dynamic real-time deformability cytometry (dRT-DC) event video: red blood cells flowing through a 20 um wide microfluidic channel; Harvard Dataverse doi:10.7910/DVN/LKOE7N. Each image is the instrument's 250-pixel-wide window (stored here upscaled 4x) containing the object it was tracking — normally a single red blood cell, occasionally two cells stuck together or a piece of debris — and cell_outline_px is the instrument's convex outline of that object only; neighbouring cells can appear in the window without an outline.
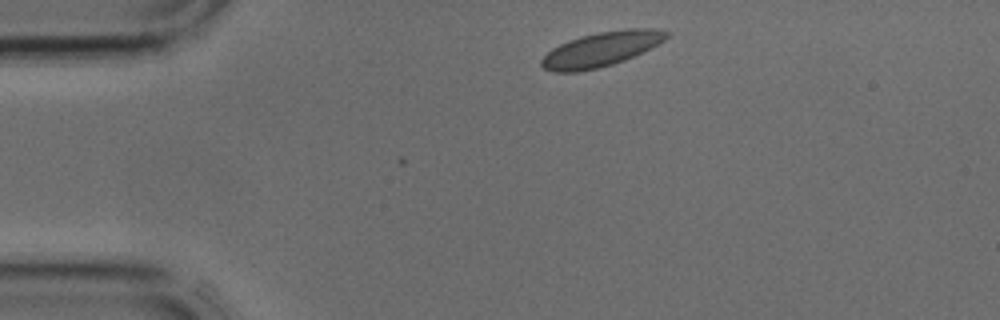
{"species": "common noctule bat (a hibernating species)", "species_latin": "Nyctalus noctula", "temperature_condition": "cold", "stored_images_in_passage": 2, "camera_frame_rate_fps": 3000, "um_per_image_px": 0.085, "animal": {"sex": "male", "body_mass_g": 17.9, "forearm_length_mm": 54.2}, "frame": {"image": 1, "passage_image": 1, "time_ms": 0.0, "image_size_px": [1000, 320], "cell_outline_px": [[672, 32], [664, 40], [624, 60], [612, 64], [596, 68], [576, 72], [552, 72], [544, 68], [540, 64], [540, 60], [552, 48], [568, 40], [580, 36], [600, 32], [628, 28], [656, 28]], "centroid_in_image_um": [51.08, 4.17], "position_along_channel_um": 33.9, "area_um2": 24.91}}
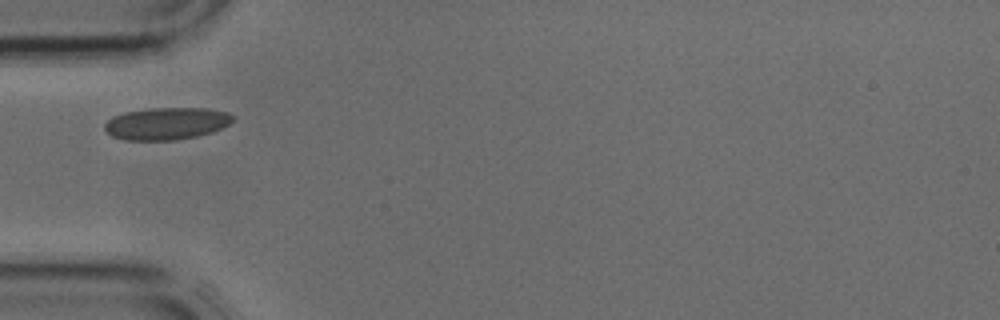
{"frame": {"image": 2, "passage_image": 2, "time_ms": 0.333, "image_size_px": [1000, 320], "cell_outline_px": [[236, 120], [212, 132], [196, 136], [176, 140], [124, 140], [112, 136], [104, 128], [104, 124], [112, 116], [124, 112], [152, 108], [208, 108], [224, 112], [236, 116]], "centroid_in_image_um": [14.15, 10.5], "position_along_channel_um": 70.8, "area_um2": 24.1}}